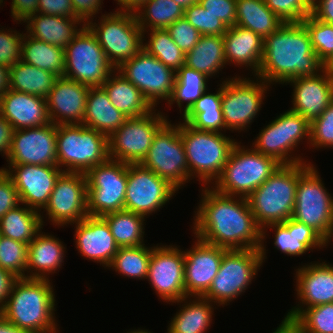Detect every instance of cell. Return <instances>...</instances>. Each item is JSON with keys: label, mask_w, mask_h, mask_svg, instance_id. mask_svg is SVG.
<instances>
[{"label": "cell", "mask_w": 333, "mask_h": 333, "mask_svg": "<svg viewBox=\"0 0 333 333\" xmlns=\"http://www.w3.org/2000/svg\"><path fill=\"white\" fill-rule=\"evenodd\" d=\"M302 23L307 28L314 52L330 69L333 67V24L316 19L312 14Z\"/></svg>", "instance_id": "48"}, {"label": "cell", "mask_w": 333, "mask_h": 333, "mask_svg": "<svg viewBox=\"0 0 333 333\" xmlns=\"http://www.w3.org/2000/svg\"><path fill=\"white\" fill-rule=\"evenodd\" d=\"M275 229L274 248L288 256H300L309 250L323 249L327 242L311 227L292 217L283 223L270 224Z\"/></svg>", "instance_id": "31"}, {"label": "cell", "mask_w": 333, "mask_h": 333, "mask_svg": "<svg viewBox=\"0 0 333 333\" xmlns=\"http://www.w3.org/2000/svg\"><path fill=\"white\" fill-rule=\"evenodd\" d=\"M236 8L235 25L250 29L263 40L284 24L264 0H236Z\"/></svg>", "instance_id": "38"}, {"label": "cell", "mask_w": 333, "mask_h": 333, "mask_svg": "<svg viewBox=\"0 0 333 333\" xmlns=\"http://www.w3.org/2000/svg\"><path fill=\"white\" fill-rule=\"evenodd\" d=\"M135 15L143 31V37H145V32L148 33L153 29H166L184 17V9L173 0H148L135 12Z\"/></svg>", "instance_id": "44"}, {"label": "cell", "mask_w": 333, "mask_h": 333, "mask_svg": "<svg viewBox=\"0 0 333 333\" xmlns=\"http://www.w3.org/2000/svg\"><path fill=\"white\" fill-rule=\"evenodd\" d=\"M152 248L145 245L119 248L107 268H113L117 273L128 278L146 279Z\"/></svg>", "instance_id": "45"}, {"label": "cell", "mask_w": 333, "mask_h": 333, "mask_svg": "<svg viewBox=\"0 0 333 333\" xmlns=\"http://www.w3.org/2000/svg\"><path fill=\"white\" fill-rule=\"evenodd\" d=\"M189 299L187 296L177 301V304L184 305L181 308L180 304V310L171 319L167 333H205L210 329L214 303L204 297Z\"/></svg>", "instance_id": "34"}, {"label": "cell", "mask_w": 333, "mask_h": 333, "mask_svg": "<svg viewBox=\"0 0 333 333\" xmlns=\"http://www.w3.org/2000/svg\"><path fill=\"white\" fill-rule=\"evenodd\" d=\"M43 219L37 210L19 205L0 219V235L29 244L43 229Z\"/></svg>", "instance_id": "37"}, {"label": "cell", "mask_w": 333, "mask_h": 333, "mask_svg": "<svg viewBox=\"0 0 333 333\" xmlns=\"http://www.w3.org/2000/svg\"><path fill=\"white\" fill-rule=\"evenodd\" d=\"M262 264L258 249L227 250L217 275L203 297L218 306L230 304L248 289L247 286L256 278Z\"/></svg>", "instance_id": "11"}, {"label": "cell", "mask_w": 333, "mask_h": 333, "mask_svg": "<svg viewBox=\"0 0 333 333\" xmlns=\"http://www.w3.org/2000/svg\"><path fill=\"white\" fill-rule=\"evenodd\" d=\"M208 79L210 78L199 71L182 65L176 71L173 91L167 103L171 106L176 102L181 112L182 105L186 102L182 109V116L185 115L202 94L208 91Z\"/></svg>", "instance_id": "43"}, {"label": "cell", "mask_w": 333, "mask_h": 333, "mask_svg": "<svg viewBox=\"0 0 333 333\" xmlns=\"http://www.w3.org/2000/svg\"><path fill=\"white\" fill-rule=\"evenodd\" d=\"M64 54L63 77L88 87H101L116 71L87 25L82 26L73 40L64 48Z\"/></svg>", "instance_id": "10"}, {"label": "cell", "mask_w": 333, "mask_h": 333, "mask_svg": "<svg viewBox=\"0 0 333 333\" xmlns=\"http://www.w3.org/2000/svg\"><path fill=\"white\" fill-rule=\"evenodd\" d=\"M184 18L195 27L201 35L223 36L228 27L216 16L207 12L199 3L184 10Z\"/></svg>", "instance_id": "50"}, {"label": "cell", "mask_w": 333, "mask_h": 333, "mask_svg": "<svg viewBox=\"0 0 333 333\" xmlns=\"http://www.w3.org/2000/svg\"><path fill=\"white\" fill-rule=\"evenodd\" d=\"M0 114L14 130L51 123L45 98L11 89L0 98Z\"/></svg>", "instance_id": "28"}, {"label": "cell", "mask_w": 333, "mask_h": 333, "mask_svg": "<svg viewBox=\"0 0 333 333\" xmlns=\"http://www.w3.org/2000/svg\"><path fill=\"white\" fill-rule=\"evenodd\" d=\"M250 148L239 142L234 145L215 185L211 186L216 192L248 198L281 165L273 157Z\"/></svg>", "instance_id": "5"}, {"label": "cell", "mask_w": 333, "mask_h": 333, "mask_svg": "<svg viewBox=\"0 0 333 333\" xmlns=\"http://www.w3.org/2000/svg\"><path fill=\"white\" fill-rule=\"evenodd\" d=\"M273 333H299L298 330L288 322L282 320L281 324Z\"/></svg>", "instance_id": "66"}, {"label": "cell", "mask_w": 333, "mask_h": 333, "mask_svg": "<svg viewBox=\"0 0 333 333\" xmlns=\"http://www.w3.org/2000/svg\"><path fill=\"white\" fill-rule=\"evenodd\" d=\"M157 176L168 180L178 190L190 181L180 123L167 121L155 134L152 145L140 163Z\"/></svg>", "instance_id": "14"}, {"label": "cell", "mask_w": 333, "mask_h": 333, "mask_svg": "<svg viewBox=\"0 0 333 333\" xmlns=\"http://www.w3.org/2000/svg\"><path fill=\"white\" fill-rule=\"evenodd\" d=\"M0 333H30L26 330L19 329L14 324L8 322L1 314H0Z\"/></svg>", "instance_id": "65"}, {"label": "cell", "mask_w": 333, "mask_h": 333, "mask_svg": "<svg viewBox=\"0 0 333 333\" xmlns=\"http://www.w3.org/2000/svg\"><path fill=\"white\" fill-rule=\"evenodd\" d=\"M6 30L7 28L0 30V65L11 67L21 61V43L24 34L11 28Z\"/></svg>", "instance_id": "53"}, {"label": "cell", "mask_w": 333, "mask_h": 333, "mask_svg": "<svg viewBox=\"0 0 333 333\" xmlns=\"http://www.w3.org/2000/svg\"><path fill=\"white\" fill-rule=\"evenodd\" d=\"M41 232L28 244L25 278L49 279V275L60 270L64 262L66 248L63 242L54 235Z\"/></svg>", "instance_id": "30"}, {"label": "cell", "mask_w": 333, "mask_h": 333, "mask_svg": "<svg viewBox=\"0 0 333 333\" xmlns=\"http://www.w3.org/2000/svg\"><path fill=\"white\" fill-rule=\"evenodd\" d=\"M311 14L318 20L333 24V0H319Z\"/></svg>", "instance_id": "61"}, {"label": "cell", "mask_w": 333, "mask_h": 333, "mask_svg": "<svg viewBox=\"0 0 333 333\" xmlns=\"http://www.w3.org/2000/svg\"><path fill=\"white\" fill-rule=\"evenodd\" d=\"M269 86V83L258 77L255 81L237 75L222 82L221 108L225 131L240 132L250 127L262 108Z\"/></svg>", "instance_id": "15"}, {"label": "cell", "mask_w": 333, "mask_h": 333, "mask_svg": "<svg viewBox=\"0 0 333 333\" xmlns=\"http://www.w3.org/2000/svg\"><path fill=\"white\" fill-rule=\"evenodd\" d=\"M304 138L310 145V123L300 114L287 110L259 132L251 147L280 164L305 163L307 161L300 155L294 157L291 154Z\"/></svg>", "instance_id": "12"}, {"label": "cell", "mask_w": 333, "mask_h": 333, "mask_svg": "<svg viewBox=\"0 0 333 333\" xmlns=\"http://www.w3.org/2000/svg\"><path fill=\"white\" fill-rule=\"evenodd\" d=\"M198 3L227 27L236 24V0H199Z\"/></svg>", "instance_id": "55"}, {"label": "cell", "mask_w": 333, "mask_h": 333, "mask_svg": "<svg viewBox=\"0 0 333 333\" xmlns=\"http://www.w3.org/2000/svg\"><path fill=\"white\" fill-rule=\"evenodd\" d=\"M110 227L111 234L119 248L138 247L144 243L145 217L134 212L122 210L102 216Z\"/></svg>", "instance_id": "42"}, {"label": "cell", "mask_w": 333, "mask_h": 333, "mask_svg": "<svg viewBox=\"0 0 333 333\" xmlns=\"http://www.w3.org/2000/svg\"><path fill=\"white\" fill-rule=\"evenodd\" d=\"M268 8L283 23H300L311 15L312 9L304 0H264Z\"/></svg>", "instance_id": "51"}, {"label": "cell", "mask_w": 333, "mask_h": 333, "mask_svg": "<svg viewBox=\"0 0 333 333\" xmlns=\"http://www.w3.org/2000/svg\"><path fill=\"white\" fill-rule=\"evenodd\" d=\"M56 152L63 172L85 174L109 159L108 137L83 124L57 125Z\"/></svg>", "instance_id": "7"}, {"label": "cell", "mask_w": 333, "mask_h": 333, "mask_svg": "<svg viewBox=\"0 0 333 333\" xmlns=\"http://www.w3.org/2000/svg\"><path fill=\"white\" fill-rule=\"evenodd\" d=\"M38 3L39 0H12L11 16L13 21L25 22L30 16L38 13Z\"/></svg>", "instance_id": "59"}, {"label": "cell", "mask_w": 333, "mask_h": 333, "mask_svg": "<svg viewBox=\"0 0 333 333\" xmlns=\"http://www.w3.org/2000/svg\"><path fill=\"white\" fill-rule=\"evenodd\" d=\"M291 324L299 333H333V303L306 308Z\"/></svg>", "instance_id": "47"}, {"label": "cell", "mask_w": 333, "mask_h": 333, "mask_svg": "<svg viewBox=\"0 0 333 333\" xmlns=\"http://www.w3.org/2000/svg\"><path fill=\"white\" fill-rule=\"evenodd\" d=\"M87 212L102 217L124 210L128 164L112 159L90 168L86 173Z\"/></svg>", "instance_id": "13"}, {"label": "cell", "mask_w": 333, "mask_h": 333, "mask_svg": "<svg viewBox=\"0 0 333 333\" xmlns=\"http://www.w3.org/2000/svg\"><path fill=\"white\" fill-rule=\"evenodd\" d=\"M24 23H27V34L37 40L65 48L84 26L78 18L53 16L35 13ZM78 24V25H77Z\"/></svg>", "instance_id": "32"}, {"label": "cell", "mask_w": 333, "mask_h": 333, "mask_svg": "<svg viewBox=\"0 0 333 333\" xmlns=\"http://www.w3.org/2000/svg\"><path fill=\"white\" fill-rule=\"evenodd\" d=\"M206 92L182 116L183 122L188 123L197 130L221 133L223 129L225 130L221 108L222 84H220L216 93Z\"/></svg>", "instance_id": "39"}, {"label": "cell", "mask_w": 333, "mask_h": 333, "mask_svg": "<svg viewBox=\"0 0 333 333\" xmlns=\"http://www.w3.org/2000/svg\"><path fill=\"white\" fill-rule=\"evenodd\" d=\"M21 60L37 68L63 77L65 70L64 48L37 40L27 33L21 43Z\"/></svg>", "instance_id": "41"}, {"label": "cell", "mask_w": 333, "mask_h": 333, "mask_svg": "<svg viewBox=\"0 0 333 333\" xmlns=\"http://www.w3.org/2000/svg\"><path fill=\"white\" fill-rule=\"evenodd\" d=\"M10 67L0 65V98L10 89Z\"/></svg>", "instance_id": "64"}, {"label": "cell", "mask_w": 333, "mask_h": 333, "mask_svg": "<svg viewBox=\"0 0 333 333\" xmlns=\"http://www.w3.org/2000/svg\"><path fill=\"white\" fill-rule=\"evenodd\" d=\"M310 146L333 148V101L310 123Z\"/></svg>", "instance_id": "52"}, {"label": "cell", "mask_w": 333, "mask_h": 333, "mask_svg": "<svg viewBox=\"0 0 333 333\" xmlns=\"http://www.w3.org/2000/svg\"><path fill=\"white\" fill-rule=\"evenodd\" d=\"M58 78L49 71L21 60L10 67L9 88L46 99Z\"/></svg>", "instance_id": "40"}, {"label": "cell", "mask_w": 333, "mask_h": 333, "mask_svg": "<svg viewBox=\"0 0 333 333\" xmlns=\"http://www.w3.org/2000/svg\"><path fill=\"white\" fill-rule=\"evenodd\" d=\"M150 39L143 43V49L150 55L156 57L167 67L175 72L185 63V54L174 43L166 29L149 30Z\"/></svg>", "instance_id": "46"}, {"label": "cell", "mask_w": 333, "mask_h": 333, "mask_svg": "<svg viewBox=\"0 0 333 333\" xmlns=\"http://www.w3.org/2000/svg\"><path fill=\"white\" fill-rule=\"evenodd\" d=\"M13 126L0 114V153L8 157L13 138Z\"/></svg>", "instance_id": "60"}, {"label": "cell", "mask_w": 333, "mask_h": 333, "mask_svg": "<svg viewBox=\"0 0 333 333\" xmlns=\"http://www.w3.org/2000/svg\"><path fill=\"white\" fill-rule=\"evenodd\" d=\"M28 244L0 235V268L25 278Z\"/></svg>", "instance_id": "49"}, {"label": "cell", "mask_w": 333, "mask_h": 333, "mask_svg": "<svg viewBox=\"0 0 333 333\" xmlns=\"http://www.w3.org/2000/svg\"><path fill=\"white\" fill-rule=\"evenodd\" d=\"M156 109L127 120L108 137L109 159L127 164H139L152 145L157 131L168 121ZM163 114V115H162Z\"/></svg>", "instance_id": "16"}, {"label": "cell", "mask_w": 333, "mask_h": 333, "mask_svg": "<svg viewBox=\"0 0 333 333\" xmlns=\"http://www.w3.org/2000/svg\"><path fill=\"white\" fill-rule=\"evenodd\" d=\"M126 120L127 116L111 104L102 87L89 88L83 125L109 137Z\"/></svg>", "instance_id": "33"}, {"label": "cell", "mask_w": 333, "mask_h": 333, "mask_svg": "<svg viewBox=\"0 0 333 333\" xmlns=\"http://www.w3.org/2000/svg\"><path fill=\"white\" fill-rule=\"evenodd\" d=\"M304 1L312 9L318 3L319 0H304Z\"/></svg>", "instance_id": "68"}, {"label": "cell", "mask_w": 333, "mask_h": 333, "mask_svg": "<svg viewBox=\"0 0 333 333\" xmlns=\"http://www.w3.org/2000/svg\"><path fill=\"white\" fill-rule=\"evenodd\" d=\"M178 189L139 164H128L124 210L147 217L165 206Z\"/></svg>", "instance_id": "18"}, {"label": "cell", "mask_w": 333, "mask_h": 333, "mask_svg": "<svg viewBox=\"0 0 333 333\" xmlns=\"http://www.w3.org/2000/svg\"><path fill=\"white\" fill-rule=\"evenodd\" d=\"M223 41L227 65L250 67L256 76L263 57L264 40L250 29L234 25L228 27Z\"/></svg>", "instance_id": "29"}, {"label": "cell", "mask_w": 333, "mask_h": 333, "mask_svg": "<svg viewBox=\"0 0 333 333\" xmlns=\"http://www.w3.org/2000/svg\"><path fill=\"white\" fill-rule=\"evenodd\" d=\"M56 138L57 125L53 123L14 130L8 164L57 166Z\"/></svg>", "instance_id": "21"}, {"label": "cell", "mask_w": 333, "mask_h": 333, "mask_svg": "<svg viewBox=\"0 0 333 333\" xmlns=\"http://www.w3.org/2000/svg\"><path fill=\"white\" fill-rule=\"evenodd\" d=\"M71 1L75 16L78 19H80L85 25L90 20L94 19V15H96V13L99 14L98 11L101 10V6L103 3V0H71Z\"/></svg>", "instance_id": "58"}, {"label": "cell", "mask_w": 333, "mask_h": 333, "mask_svg": "<svg viewBox=\"0 0 333 333\" xmlns=\"http://www.w3.org/2000/svg\"><path fill=\"white\" fill-rule=\"evenodd\" d=\"M184 251L177 246H153L147 278L161 300L175 303L186 296Z\"/></svg>", "instance_id": "20"}, {"label": "cell", "mask_w": 333, "mask_h": 333, "mask_svg": "<svg viewBox=\"0 0 333 333\" xmlns=\"http://www.w3.org/2000/svg\"><path fill=\"white\" fill-rule=\"evenodd\" d=\"M173 1L176 2V4H178L184 10L190 7L191 5L197 4L199 2V0H173Z\"/></svg>", "instance_id": "67"}, {"label": "cell", "mask_w": 333, "mask_h": 333, "mask_svg": "<svg viewBox=\"0 0 333 333\" xmlns=\"http://www.w3.org/2000/svg\"><path fill=\"white\" fill-rule=\"evenodd\" d=\"M16 279L13 274L0 268V308L5 304Z\"/></svg>", "instance_id": "62"}, {"label": "cell", "mask_w": 333, "mask_h": 333, "mask_svg": "<svg viewBox=\"0 0 333 333\" xmlns=\"http://www.w3.org/2000/svg\"><path fill=\"white\" fill-rule=\"evenodd\" d=\"M87 198L85 174L63 172L42 210L46 211L45 215L55 226L73 225L89 216Z\"/></svg>", "instance_id": "19"}, {"label": "cell", "mask_w": 333, "mask_h": 333, "mask_svg": "<svg viewBox=\"0 0 333 333\" xmlns=\"http://www.w3.org/2000/svg\"><path fill=\"white\" fill-rule=\"evenodd\" d=\"M74 228L80 255L107 268L119 249L107 222L102 217L87 216Z\"/></svg>", "instance_id": "27"}, {"label": "cell", "mask_w": 333, "mask_h": 333, "mask_svg": "<svg viewBox=\"0 0 333 333\" xmlns=\"http://www.w3.org/2000/svg\"><path fill=\"white\" fill-rule=\"evenodd\" d=\"M21 203L19 193L12 180L0 169V219Z\"/></svg>", "instance_id": "56"}, {"label": "cell", "mask_w": 333, "mask_h": 333, "mask_svg": "<svg viewBox=\"0 0 333 333\" xmlns=\"http://www.w3.org/2000/svg\"><path fill=\"white\" fill-rule=\"evenodd\" d=\"M166 30L184 54L190 52L201 37V33L184 17L169 25Z\"/></svg>", "instance_id": "54"}, {"label": "cell", "mask_w": 333, "mask_h": 333, "mask_svg": "<svg viewBox=\"0 0 333 333\" xmlns=\"http://www.w3.org/2000/svg\"><path fill=\"white\" fill-rule=\"evenodd\" d=\"M53 289L49 279L17 278L0 314L30 333H57Z\"/></svg>", "instance_id": "3"}, {"label": "cell", "mask_w": 333, "mask_h": 333, "mask_svg": "<svg viewBox=\"0 0 333 333\" xmlns=\"http://www.w3.org/2000/svg\"><path fill=\"white\" fill-rule=\"evenodd\" d=\"M298 182L299 163L281 164L247 198L256 223L262 229V240L259 249L262 263L266 259V248L264 246L265 235H267L266 226L283 223L292 217Z\"/></svg>", "instance_id": "4"}, {"label": "cell", "mask_w": 333, "mask_h": 333, "mask_svg": "<svg viewBox=\"0 0 333 333\" xmlns=\"http://www.w3.org/2000/svg\"><path fill=\"white\" fill-rule=\"evenodd\" d=\"M96 36L108 60L115 68L132 59L142 49L143 37L135 13L115 11L104 14L100 23L86 24Z\"/></svg>", "instance_id": "9"}, {"label": "cell", "mask_w": 333, "mask_h": 333, "mask_svg": "<svg viewBox=\"0 0 333 333\" xmlns=\"http://www.w3.org/2000/svg\"><path fill=\"white\" fill-rule=\"evenodd\" d=\"M326 65L314 52L309 32L300 23H284L264 39L263 57L256 77L284 84L302 76L319 74Z\"/></svg>", "instance_id": "2"}, {"label": "cell", "mask_w": 333, "mask_h": 333, "mask_svg": "<svg viewBox=\"0 0 333 333\" xmlns=\"http://www.w3.org/2000/svg\"><path fill=\"white\" fill-rule=\"evenodd\" d=\"M89 88L59 77L46 98L50 122L55 125L82 124Z\"/></svg>", "instance_id": "26"}, {"label": "cell", "mask_w": 333, "mask_h": 333, "mask_svg": "<svg viewBox=\"0 0 333 333\" xmlns=\"http://www.w3.org/2000/svg\"><path fill=\"white\" fill-rule=\"evenodd\" d=\"M127 333H152V332H150V331H148V330H146V329H134V330H131V331H129V332H127Z\"/></svg>", "instance_id": "69"}, {"label": "cell", "mask_w": 333, "mask_h": 333, "mask_svg": "<svg viewBox=\"0 0 333 333\" xmlns=\"http://www.w3.org/2000/svg\"><path fill=\"white\" fill-rule=\"evenodd\" d=\"M180 135L185 147L190 180L196 176L203 186L212 185L220 176L237 141L222 132L194 129L185 122H180Z\"/></svg>", "instance_id": "6"}, {"label": "cell", "mask_w": 333, "mask_h": 333, "mask_svg": "<svg viewBox=\"0 0 333 333\" xmlns=\"http://www.w3.org/2000/svg\"><path fill=\"white\" fill-rule=\"evenodd\" d=\"M117 1L120 8L118 11L132 12L138 11L148 0H114Z\"/></svg>", "instance_id": "63"}, {"label": "cell", "mask_w": 333, "mask_h": 333, "mask_svg": "<svg viewBox=\"0 0 333 333\" xmlns=\"http://www.w3.org/2000/svg\"><path fill=\"white\" fill-rule=\"evenodd\" d=\"M192 249L184 251V287L188 297H203L219 271L223 254L228 250L196 238Z\"/></svg>", "instance_id": "24"}, {"label": "cell", "mask_w": 333, "mask_h": 333, "mask_svg": "<svg viewBox=\"0 0 333 333\" xmlns=\"http://www.w3.org/2000/svg\"><path fill=\"white\" fill-rule=\"evenodd\" d=\"M112 75L101 87L107 93L111 104L127 118L146 115L154 109L142 92L118 71H114Z\"/></svg>", "instance_id": "35"}, {"label": "cell", "mask_w": 333, "mask_h": 333, "mask_svg": "<svg viewBox=\"0 0 333 333\" xmlns=\"http://www.w3.org/2000/svg\"><path fill=\"white\" fill-rule=\"evenodd\" d=\"M320 178L311 162L299 163L292 218L311 227L329 244L333 234V197Z\"/></svg>", "instance_id": "8"}, {"label": "cell", "mask_w": 333, "mask_h": 333, "mask_svg": "<svg viewBox=\"0 0 333 333\" xmlns=\"http://www.w3.org/2000/svg\"><path fill=\"white\" fill-rule=\"evenodd\" d=\"M293 86L289 110L300 114L309 123L317 119L333 101V74L326 67L317 75L296 77L285 84Z\"/></svg>", "instance_id": "25"}, {"label": "cell", "mask_w": 333, "mask_h": 333, "mask_svg": "<svg viewBox=\"0 0 333 333\" xmlns=\"http://www.w3.org/2000/svg\"><path fill=\"white\" fill-rule=\"evenodd\" d=\"M38 13L77 18L71 0H39Z\"/></svg>", "instance_id": "57"}, {"label": "cell", "mask_w": 333, "mask_h": 333, "mask_svg": "<svg viewBox=\"0 0 333 333\" xmlns=\"http://www.w3.org/2000/svg\"><path fill=\"white\" fill-rule=\"evenodd\" d=\"M200 201L194 211V237L228 250L260 249L262 229L247 198L220 194L205 186Z\"/></svg>", "instance_id": "1"}, {"label": "cell", "mask_w": 333, "mask_h": 333, "mask_svg": "<svg viewBox=\"0 0 333 333\" xmlns=\"http://www.w3.org/2000/svg\"><path fill=\"white\" fill-rule=\"evenodd\" d=\"M295 271L296 294L300 303L286 314L283 321L288 323H291L306 308L333 303L332 264L326 261L311 262L307 265L305 263Z\"/></svg>", "instance_id": "23"}, {"label": "cell", "mask_w": 333, "mask_h": 333, "mask_svg": "<svg viewBox=\"0 0 333 333\" xmlns=\"http://www.w3.org/2000/svg\"><path fill=\"white\" fill-rule=\"evenodd\" d=\"M0 168L12 180L21 200V205L41 212L47 205L51 192L63 170L51 165H9Z\"/></svg>", "instance_id": "22"}, {"label": "cell", "mask_w": 333, "mask_h": 333, "mask_svg": "<svg viewBox=\"0 0 333 333\" xmlns=\"http://www.w3.org/2000/svg\"><path fill=\"white\" fill-rule=\"evenodd\" d=\"M121 76L130 81L143 94L155 109L159 100L168 101L171 97L176 72L164 65L156 57L142 49L132 59L116 68Z\"/></svg>", "instance_id": "17"}, {"label": "cell", "mask_w": 333, "mask_h": 333, "mask_svg": "<svg viewBox=\"0 0 333 333\" xmlns=\"http://www.w3.org/2000/svg\"><path fill=\"white\" fill-rule=\"evenodd\" d=\"M200 73L212 78L227 65L224 41L221 35H201L193 49L185 54V63Z\"/></svg>", "instance_id": "36"}]
</instances>
